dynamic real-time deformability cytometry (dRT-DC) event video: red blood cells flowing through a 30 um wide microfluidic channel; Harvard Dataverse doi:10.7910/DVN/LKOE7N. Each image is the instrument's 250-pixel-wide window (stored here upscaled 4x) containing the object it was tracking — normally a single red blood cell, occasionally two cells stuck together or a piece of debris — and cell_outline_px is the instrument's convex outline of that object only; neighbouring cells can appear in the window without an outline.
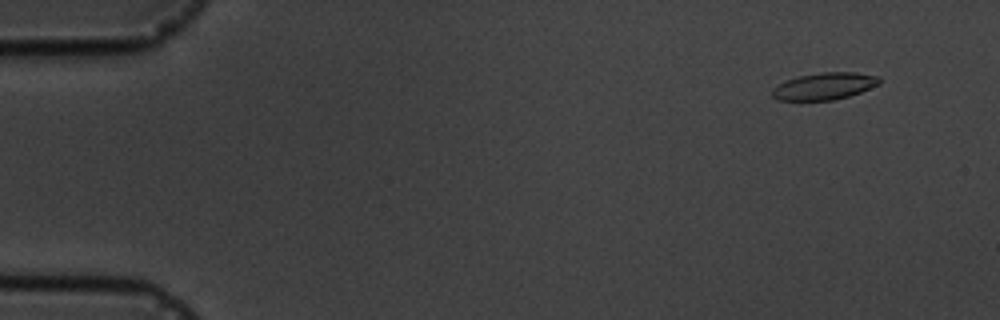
{"species": "common noctule bat (a hibernating species)", "species_latin": "Nyctalus noctula", "temperature_condition": "cold", "stored_images_in_passage": 5, "camera_frame_rate_fps": 3000, "um_per_image_px": 0.085, "animal": {"sex": "male", "body_mass_g": 19.5, "forearm_length_mm": 54.6}, "frame": {"image": 1, "passage_image": 2, "time_ms": 1.0, "image_size_px": [1000, 320], "cell_outline_px": [[880, 84], [860, 92], [848, 96], [832, 100], [776, 100], [772, 96], [772, 88], [788, 80], [800, 76], [820, 72], [856, 72], [880, 76]], "centroid_in_image_um": [70.1, 7.32], "position_along_channel_um": 14.9, "area_um2": 16.76}}